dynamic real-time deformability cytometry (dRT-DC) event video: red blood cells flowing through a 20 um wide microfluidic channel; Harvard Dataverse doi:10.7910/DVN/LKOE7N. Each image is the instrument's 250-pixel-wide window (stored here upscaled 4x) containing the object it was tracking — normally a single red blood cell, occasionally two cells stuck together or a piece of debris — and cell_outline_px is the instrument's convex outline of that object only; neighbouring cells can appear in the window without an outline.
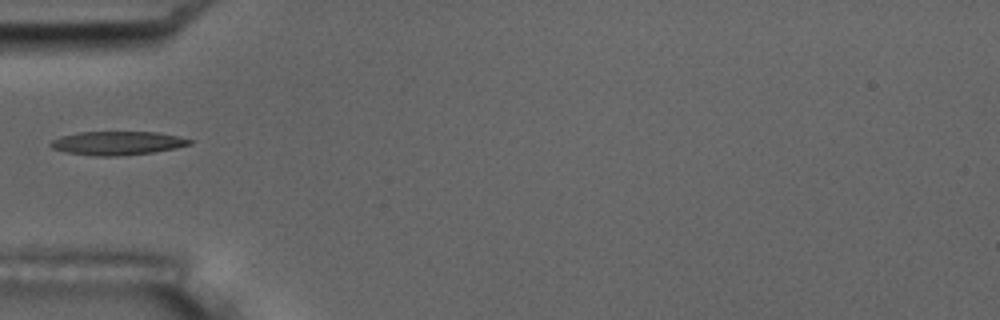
{"species": "common noctule bat (a hibernating species)", "species_latin": "Nyctalus noctula", "temperature_condition": "room temperature", "stored_images_in_passage": 7, "camera_frame_rate_fps": 3000, "um_per_image_px": 0.085, "animal": {"sex": "male", "body_mass_g": 17.5, "forearm_length_mm": 52.3}, "frame": {"image": 1, "passage_image": 7, "time_ms": 7.0, "image_size_px": [1000, 320], "cell_outline_px": [[192, 144], [176, 148], [152, 152], [116, 156], [96, 156], [68, 152], [52, 148], [48, 144], [52, 140], [60, 136], [80, 132], [156, 132], [176, 136], [192, 140]], "centroid_in_image_um": [9.96, 12.16], "position_along_channel_um": 75.0, "area_um2": 18.96}}